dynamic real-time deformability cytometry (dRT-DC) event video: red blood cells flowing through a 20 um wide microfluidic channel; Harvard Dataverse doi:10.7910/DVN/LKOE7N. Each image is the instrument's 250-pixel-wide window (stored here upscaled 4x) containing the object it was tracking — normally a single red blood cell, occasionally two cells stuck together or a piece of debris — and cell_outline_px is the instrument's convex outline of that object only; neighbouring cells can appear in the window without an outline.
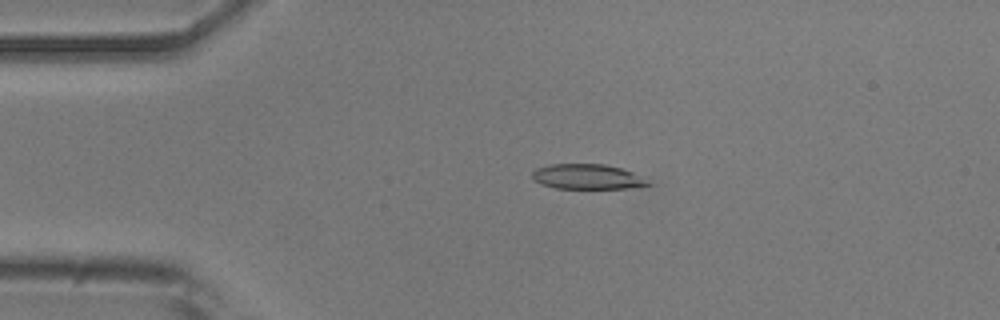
{"species": "common noctule bat (a hibernating species)", "species_latin": "Nyctalus noctula", "temperature_condition": "room temperature", "stored_images_in_passage": 52, "camera_frame_rate_fps": 3000, "um_per_image_px": 0.085, "animal": {"sex": "male", "body_mass_g": 20.5, "forearm_length_mm": 52.5}, "frame": {"image": 1, "passage_image": 11, "time_ms": 3.333, "image_size_px": [1000, 320], "cell_outline_px": [[652, 184], [628, 188], [556, 188], [540, 184], [532, 180], [532, 172], [536, 168], [548, 164], [604, 164], [620, 168], [632, 172]], "centroid_in_image_um": [49.83, 15.01], "position_along_channel_um": 35.2, "area_um2": 16.76}}
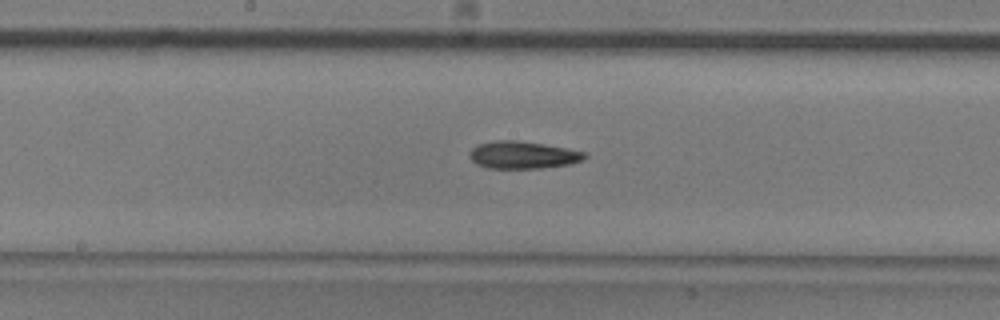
{"frame": {"image": 2, "passage_image": 27, "time_ms": 8.667, "image_size_px": [1000, 320], "cell_outline_px": [[588, 156], [584, 160], [568, 164], [540, 168], [488, 168], [476, 164], [468, 156], [472, 148], [476, 144], [496, 140], [516, 140], [544, 144], [584, 152]], "centroid_in_image_um": [44.4, 13.17], "position_along_channel_um": 203.8, "area_um2": 18.32}}
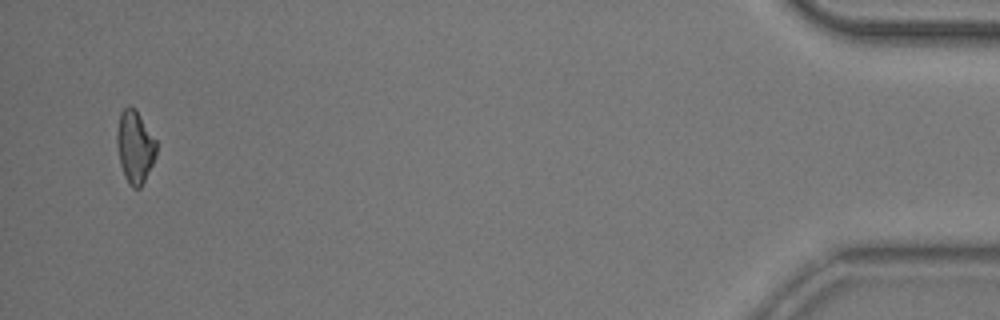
{"frame": {"image": 3, "passage_image": 51, "time_ms": 16.667, "image_size_px": [1000, 320], "cell_outline_px": [[156, 156], [140, 188], [132, 188], [128, 184], [124, 176], [120, 164], [116, 144], [116, 132], [120, 112], [128, 104], [136, 108], [156, 140]], "centroid_in_image_um": [11.45, 12.44], "position_along_channel_um": 423.8, "area_um2": 16.88}}